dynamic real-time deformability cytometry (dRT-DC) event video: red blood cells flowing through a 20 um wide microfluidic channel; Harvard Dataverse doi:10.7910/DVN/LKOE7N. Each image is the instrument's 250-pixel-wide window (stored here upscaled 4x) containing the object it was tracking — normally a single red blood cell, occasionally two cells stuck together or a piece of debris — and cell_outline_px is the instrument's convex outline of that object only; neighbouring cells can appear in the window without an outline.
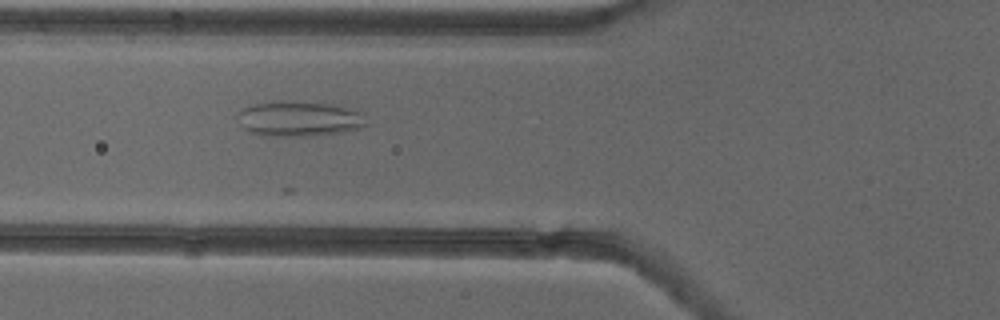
{"species": "common noctule bat (a hibernating species)", "species_latin": "Nyctalus noctula", "temperature_condition": "cold", "stored_images_in_passage": 12, "camera_frame_rate_fps": 3000, "um_per_image_px": 0.085, "animal": {"sex": "female"}, "frame": {"image": 1, "passage_image": 5, "time_ms": 1.333, "image_size_px": [1000, 320], "cell_outline_px": [[368, 124], [360, 128], [340, 132], [308, 136], [272, 136], [252, 132], [244, 128], [240, 124], [236, 116], [236, 112], [252, 104], [280, 100], [296, 100], [332, 104], [348, 108], [360, 112]], "centroid_in_image_um": [25.39, 10.07], "position_along_channel_um": 100.4, "area_um2": 26.59}}